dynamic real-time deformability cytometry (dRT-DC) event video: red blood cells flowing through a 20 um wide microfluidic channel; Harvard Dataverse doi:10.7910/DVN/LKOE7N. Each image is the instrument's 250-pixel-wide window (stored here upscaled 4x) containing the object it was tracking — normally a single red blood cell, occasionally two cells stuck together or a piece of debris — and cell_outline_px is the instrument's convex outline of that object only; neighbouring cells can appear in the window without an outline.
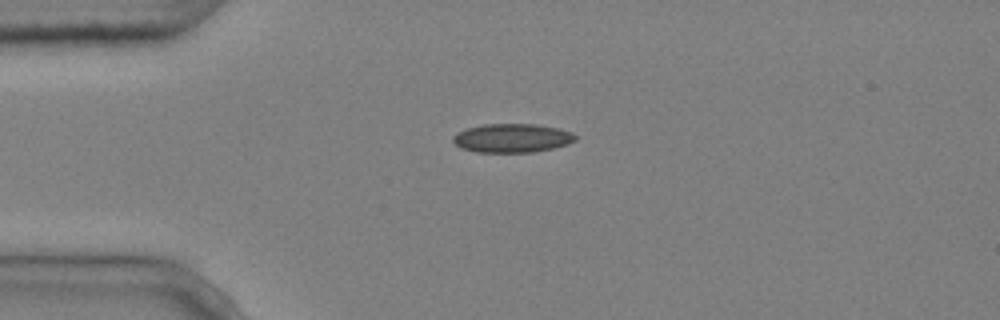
{"species": "common noctule bat (a hibernating species)", "species_latin": "Nyctalus noctula", "temperature_condition": "cold", "stored_images_in_passage": 6, "camera_frame_rate_fps": 3000, "um_per_image_px": 0.085, "animal": {"sex": "male", "body_mass_g": 20.4}, "frame": {"image": 1, "passage_image": 1, "time_ms": 0.0, "image_size_px": [1000, 320], "cell_outline_px": [[576, 140], [568, 144], [552, 148], [532, 152], [476, 152], [460, 148], [452, 140], [452, 136], [456, 132], [468, 128], [484, 124], [536, 124], [560, 128], [572, 132], [576, 136]], "centroid_in_image_um": [43.52, 11.73], "position_along_channel_um": 41.5, "area_um2": 20.63}}
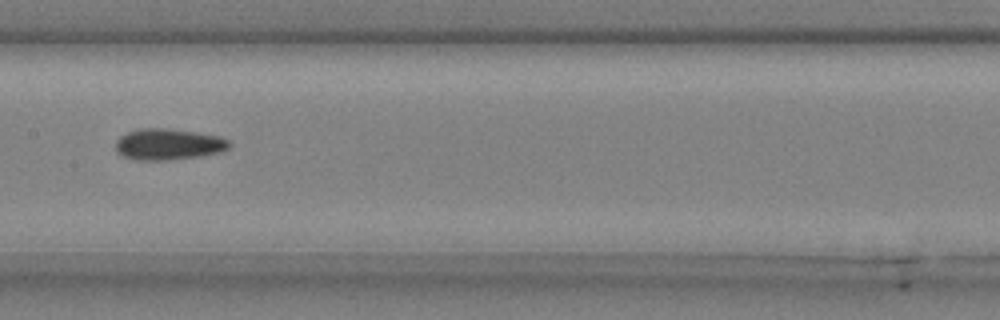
{"frame": {"image": 2, "passage_image": 5, "time_ms": 1.333, "image_size_px": [1000, 320], "cell_outline_px": [[232, 144], [228, 148], [220, 152], [200, 156], [168, 160], [136, 160], [124, 156], [116, 152], [116, 140], [120, 136], [128, 132], [140, 128], [164, 128], [220, 136], [228, 140]], "centroid_in_image_um": [14.3, 12.27], "position_along_channel_um": 193.1, "area_um2": 20.58}}
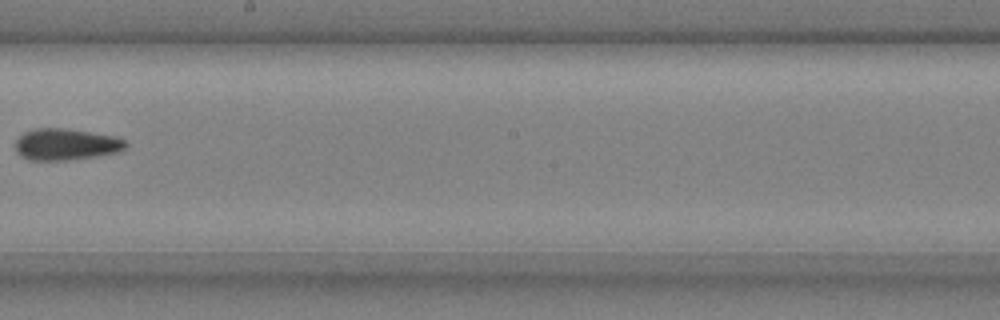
{"frame": {"image": 3, "passage_image": 6, "time_ms": 1.667, "image_size_px": [1000, 320], "cell_outline_px": [[128, 144], [120, 152], [100, 156], [68, 160], [28, 160], [20, 156], [16, 152], [16, 140], [24, 132], [36, 128], [60, 128], [116, 136], [124, 140]], "centroid_in_image_um": [5.61, 12.29], "position_along_channel_um": 242.6, "area_um2": 20.35}}